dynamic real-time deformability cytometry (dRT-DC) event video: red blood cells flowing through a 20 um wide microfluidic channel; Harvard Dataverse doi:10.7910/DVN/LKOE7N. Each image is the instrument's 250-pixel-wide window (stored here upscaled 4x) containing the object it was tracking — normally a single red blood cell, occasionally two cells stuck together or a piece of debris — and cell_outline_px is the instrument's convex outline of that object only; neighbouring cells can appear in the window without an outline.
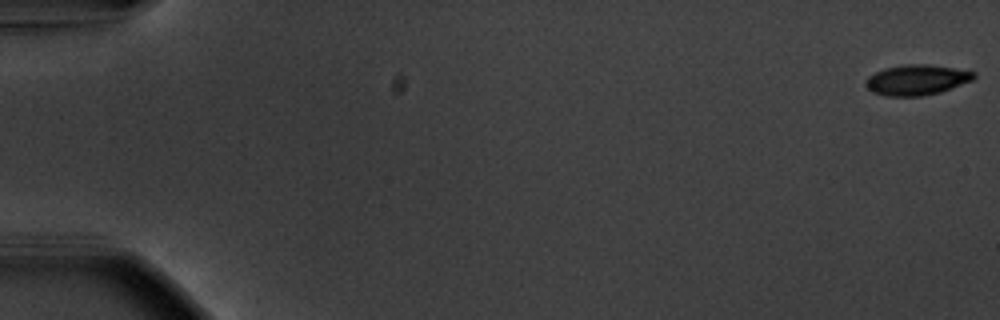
{"species": "common noctule bat (a hibernating species)", "species_latin": "Nyctalus noctula", "temperature_condition": "warm", "stored_images_in_passage": 9, "camera_frame_rate_fps": 3000, "um_per_image_px": 0.085, "animal": {"sex": "male", "body_mass_g": 20.1, "forearm_length_mm": 53.5}, "frame": {"image": 1, "passage_image": 1, "time_ms": 0.0, "image_size_px": [1000, 320], "cell_outline_px": [[976, 76], [972, 80], [940, 92], [924, 96], [888, 96], [872, 92], [864, 84], [868, 76], [884, 68], [904, 64], [928, 64], [976, 72]], "centroid_in_image_um": [77.9, 6.79], "position_along_channel_um": 7.1, "area_um2": 19.07}}